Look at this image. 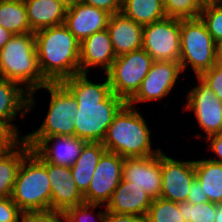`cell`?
I'll list each match as a JSON object with an SVG mask.
<instances>
[{"label":"cell","instance_id":"1","mask_svg":"<svg viewBox=\"0 0 222 222\" xmlns=\"http://www.w3.org/2000/svg\"><path fill=\"white\" fill-rule=\"evenodd\" d=\"M88 73H77L61 83L78 102L76 112L75 136L86 142H102L114 116L126 104L116 96L107 75L98 82L92 81Z\"/></svg>","mask_w":222,"mask_h":222},{"label":"cell","instance_id":"2","mask_svg":"<svg viewBox=\"0 0 222 222\" xmlns=\"http://www.w3.org/2000/svg\"><path fill=\"white\" fill-rule=\"evenodd\" d=\"M38 67L48 83L80 73V43L64 24L34 32Z\"/></svg>","mask_w":222,"mask_h":222},{"label":"cell","instance_id":"3","mask_svg":"<svg viewBox=\"0 0 222 222\" xmlns=\"http://www.w3.org/2000/svg\"><path fill=\"white\" fill-rule=\"evenodd\" d=\"M139 110L126 103L114 116L102 141L106 151L124 158L146 157L162 151L159 147L152 149V131Z\"/></svg>","mask_w":222,"mask_h":222},{"label":"cell","instance_id":"4","mask_svg":"<svg viewBox=\"0 0 222 222\" xmlns=\"http://www.w3.org/2000/svg\"><path fill=\"white\" fill-rule=\"evenodd\" d=\"M46 90L49 93V107L43 122L35 131L24 136V140L32 149L41 139L51 136H75L74 118L78 110V102L62 83H47L40 89L29 93V112L35 108L36 92Z\"/></svg>","mask_w":222,"mask_h":222},{"label":"cell","instance_id":"5","mask_svg":"<svg viewBox=\"0 0 222 222\" xmlns=\"http://www.w3.org/2000/svg\"><path fill=\"white\" fill-rule=\"evenodd\" d=\"M0 78L17 82L29 93L48 83L38 67L34 32L13 35L0 50Z\"/></svg>","mask_w":222,"mask_h":222},{"label":"cell","instance_id":"6","mask_svg":"<svg viewBox=\"0 0 222 222\" xmlns=\"http://www.w3.org/2000/svg\"><path fill=\"white\" fill-rule=\"evenodd\" d=\"M49 181L47 162L31 149L19 167L11 198L22 212L50 210Z\"/></svg>","mask_w":222,"mask_h":222},{"label":"cell","instance_id":"7","mask_svg":"<svg viewBox=\"0 0 222 222\" xmlns=\"http://www.w3.org/2000/svg\"><path fill=\"white\" fill-rule=\"evenodd\" d=\"M217 62L216 42L201 19H180L179 63L183 74L190 68L194 77H199Z\"/></svg>","mask_w":222,"mask_h":222},{"label":"cell","instance_id":"8","mask_svg":"<svg viewBox=\"0 0 222 222\" xmlns=\"http://www.w3.org/2000/svg\"><path fill=\"white\" fill-rule=\"evenodd\" d=\"M153 63L143 48L116 57L106 73L112 92L127 103L139 90Z\"/></svg>","mask_w":222,"mask_h":222},{"label":"cell","instance_id":"9","mask_svg":"<svg viewBox=\"0 0 222 222\" xmlns=\"http://www.w3.org/2000/svg\"><path fill=\"white\" fill-rule=\"evenodd\" d=\"M196 81L198 83L185 94L183 110L193 111L200 130L204 131V136L199 132L195 137L206 139L222 132V102L198 77Z\"/></svg>","mask_w":222,"mask_h":222},{"label":"cell","instance_id":"10","mask_svg":"<svg viewBox=\"0 0 222 222\" xmlns=\"http://www.w3.org/2000/svg\"><path fill=\"white\" fill-rule=\"evenodd\" d=\"M142 48L154 61L180 58V19L166 17L143 26Z\"/></svg>","mask_w":222,"mask_h":222},{"label":"cell","instance_id":"11","mask_svg":"<svg viewBox=\"0 0 222 222\" xmlns=\"http://www.w3.org/2000/svg\"><path fill=\"white\" fill-rule=\"evenodd\" d=\"M181 75L183 71L179 62L154 61L139 90L127 104L138 108L137 104L166 99L177 83L181 82Z\"/></svg>","mask_w":222,"mask_h":222},{"label":"cell","instance_id":"12","mask_svg":"<svg viewBox=\"0 0 222 222\" xmlns=\"http://www.w3.org/2000/svg\"><path fill=\"white\" fill-rule=\"evenodd\" d=\"M124 157L105 151L93 172L87 191L83 194L84 203L106 206L112 193L122 181Z\"/></svg>","mask_w":222,"mask_h":222},{"label":"cell","instance_id":"13","mask_svg":"<svg viewBox=\"0 0 222 222\" xmlns=\"http://www.w3.org/2000/svg\"><path fill=\"white\" fill-rule=\"evenodd\" d=\"M161 178V198L176 203L186 202L189 188L196 179L194 160H178L162 150Z\"/></svg>","mask_w":222,"mask_h":222},{"label":"cell","instance_id":"14","mask_svg":"<svg viewBox=\"0 0 222 222\" xmlns=\"http://www.w3.org/2000/svg\"><path fill=\"white\" fill-rule=\"evenodd\" d=\"M122 179L142 187L153 199L161 195V152L146 157H126Z\"/></svg>","mask_w":222,"mask_h":222},{"label":"cell","instance_id":"15","mask_svg":"<svg viewBox=\"0 0 222 222\" xmlns=\"http://www.w3.org/2000/svg\"><path fill=\"white\" fill-rule=\"evenodd\" d=\"M29 113V92L17 82L0 78V123L3 124L17 139H24L13 122L17 116L26 120ZM20 133V134H19Z\"/></svg>","mask_w":222,"mask_h":222},{"label":"cell","instance_id":"16","mask_svg":"<svg viewBox=\"0 0 222 222\" xmlns=\"http://www.w3.org/2000/svg\"><path fill=\"white\" fill-rule=\"evenodd\" d=\"M47 173L51 187L50 209L65 212L68 208L84 203L70 167L47 162Z\"/></svg>","mask_w":222,"mask_h":222},{"label":"cell","instance_id":"17","mask_svg":"<svg viewBox=\"0 0 222 222\" xmlns=\"http://www.w3.org/2000/svg\"><path fill=\"white\" fill-rule=\"evenodd\" d=\"M116 54L106 29L95 32L80 43V73L101 68L106 74L112 67Z\"/></svg>","mask_w":222,"mask_h":222},{"label":"cell","instance_id":"18","mask_svg":"<svg viewBox=\"0 0 222 222\" xmlns=\"http://www.w3.org/2000/svg\"><path fill=\"white\" fill-rule=\"evenodd\" d=\"M110 14L83 2L67 8L64 25L82 42L95 32L107 28Z\"/></svg>","mask_w":222,"mask_h":222},{"label":"cell","instance_id":"19","mask_svg":"<svg viewBox=\"0 0 222 222\" xmlns=\"http://www.w3.org/2000/svg\"><path fill=\"white\" fill-rule=\"evenodd\" d=\"M86 143L76 136H51L41 139L32 149L45 162L71 167Z\"/></svg>","mask_w":222,"mask_h":222},{"label":"cell","instance_id":"20","mask_svg":"<svg viewBox=\"0 0 222 222\" xmlns=\"http://www.w3.org/2000/svg\"><path fill=\"white\" fill-rule=\"evenodd\" d=\"M152 200L142 187L122 179L105 207L106 211L117 214L146 216Z\"/></svg>","mask_w":222,"mask_h":222},{"label":"cell","instance_id":"21","mask_svg":"<svg viewBox=\"0 0 222 222\" xmlns=\"http://www.w3.org/2000/svg\"><path fill=\"white\" fill-rule=\"evenodd\" d=\"M107 30L116 57L142 48L143 25L136 23L122 12L110 15Z\"/></svg>","mask_w":222,"mask_h":222},{"label":"cell","instance_id":"22","mask_svg":"<svg viewBox=\"0 0 222 222\" xmlns=\"http://www.w3.org/2000/svg\"><path fill=\"white\" fill-rule=\"evenodd\" d=\"M33 32L64 24L67 8L58 0H24Z\"/></svg>","mask_w":222,"mask_h":222},{"label":"cell","instance_id":"23","mask_svg":"<svg viewBox=\"0 0 222 222\" xmlns=\"http://www.w3.org/2000/svg\"><path fill=\"white\" fill-rule=\"evenodd\" d=\"M31 151L24 139H18L0 152V198L11 197L23 158Z\"/></svg>","mask_w":222,"mask_h":222},{"label":"cell","instance_id":"24","mask_svg":"<svg viewBox=\"0 0 222 222\" xmlns=\"http://www.w3.org/2000/svg\"><path fill=\"white\" fill-rule=\"evenodd\" d=\"M105 151L106 148L102 142H87L83 146L80 156L70 167L72 178L82 194L89 188L93 172Z\"/></svg>","mask_w":222,"mask_h":222},{"label":"cell","instance_id":"25","mask_svg":"<svg viewBox=\"0 0 222 222\" xmlns=\"http://www.w3.org/2000/svg\"><path fill=\"white\" fill-rule=\"evenodd\" d=\"M196 180L209 202L222 204V163L208 158L194 160Z\"/></svg>","mask_w":222,"mask_h":222},{"label":"cell","instance_id":"26","mask_svg":"<svg viewBox=\"0 0 222 222\" xmlns=\"http://www.w3.org/2000/svg\"><path fill=\"white\" fill-rule=\"evenodd\" d=\"M121 12L143 26L166 18L163 0H122Z\"/></svg>","mask_w":222,"mask_h":222},{"label":"cell","instance_id":"27","mask_svg":"<svg viewBox=\"0 0 222 222\" xmlns=\"http://www.w3.org/2000/svg\"><path fill=\"white\" fill-rule=\"evenodd\" d=\"M0 26L14 35L33 32L24 0H0Z\"/></svg>","mask_w":222,"mask_h":222},{"label":"cell","instance_id":"28","mask_svg":"<svg viewBox=\"0 0 222 222\" xmlns=\"http://www.w3.org/2000/svg\"><path fill=\"white\" fill-rule=\"evenodd\" d=\"M146 218L147 222H184L179 203L161 197L152 200Z\"/></svg>","mask_w":222,"mask_h":222},{"label":"cell","instance_id":"29","mask_svg":"<svg viewBox=\"0 0 222 222\" xmlns=\"http://www.w3.org/2000/svg\"><path fill=\"white\" fill-rule=\"evenodd\" d=\"M166 17L178 19L199 18L203 4L200 0H163Z\"/></svg>","mask_w":222,"mask_h":222},{"label":"cell","instance_id":"30","mask_svg":"<svg viewBox=\"0 0 222 222\" xmlns=\"http://www.w3.org/2000/svg\"><path fill=\"white\" fill-rule=\"evenodd\" d=\"M179 211L184 222H215V203H179Z\"/></svg>","mask_w":222,"mask_h":222},{"label":"cell","instance_id":"31","mask_svg":"<svg viewBox=\"0 0 222 222\" xmlns=\"http://www.w3.org/2000/svg\"><path fill=\"white\" fill-rule=\"evenodd\" d=\"M100 206H103V209L97 213L96 210ZM106 212L104 205L82 203L75 207L68 208L64 213L66 222H105Z\"/></svg>","mask_w":222,"mask_h":222},{"label":"cell","instance_id":"32","mask_svg":"<svg viewBox=\"0 0 222 222\" xmlns=\"http://www.w3.org/2000/svg\"><path fill=\"white\" fill-rule=\"evenodd\" d=\"M199 18L217 43L222 39V5L219 2L203 4Z\"/></svg>","mask_w":222,"mask_h":222},{"label":"cell","instance_id":"33","mask_svg":"<svg viewBox=\"0 0 222 222\" xmlns=\"http://www.w3.org/2000/svg\"><path fill=\"white\" fill-rule=\"evenodd\" d=\"M18 222H66L65 213L58 210L23 211Z\"/></svg>","mask_w":222,"mask_h":222},{"label":"cell","instance_id":"34","mask_svg":"<svg viewBox=\"0 0 222 222\" xmlns=\"http://www.w3.org/2000/svg\"><path fill=\"white\" fill-rule=\"evenodd\" d=\"M198 78L222 102V62L218 61L210 70L203 72Z\"/></svg>","mask_w":222,"mask_h":222},{"label":"cell","instance_id":"35","mask_svg":"<svg viewBox=\"0 0 222 222\" xmlns=\"http://www.w3.org/2000/svg\"><path fill=\"white\" fill-rule=\"evenodd\" d=\"M21 212L11 197L0 198V222H18Z\"/></svg>","mask_w":222,"mask_h":222},{"label":"cell","instance_id":"36","mask_svg":"<svg viewBox=\"0 0 222 222\" xmlns=\"http://www.w3.org/2000/svg\"><path fill=\"white\" fill-rule=\"evenodd\" d=\"M81 2L102 9L110 15L121 12L122 0H82Z\"/></svg>","mask_w":222,"mask_h":222},{"label":"cell","instance_id":"37","mask_svg":"<svg viewBox=\"0 0 222 222\" xmlns=\"http://www.w3.org/2000/svg\"><path fill=\"white\" fill-rule=\"evenodd\" d=\"M204 140L209 142L208 144L206 143V145H209L208 148L211 149L209 151H212V154L215 155V157L207 158L212 161L222 163V132L213 136H209Z\"/></svg>","mask_w":222,"mask_h":222},{"label":"cell","instance_id":"38","mask_svg":"<svg viewBox=\"0 0 222 222\" xmlns=\"http://www.w3.org/2000/svg\"><path fill=\"white\" fill-rule=\"evenodd\" d=\"M189 189L186 202L191 204L209 202L207 194L202 190V187L196 179L193 181Z\"/></svg>","mask_w":222,"mask_h":222},{"label":"cell","instance_id":"39","mask_svg":"<svg viewBox=\"0 0 222 222\" xmlns=\"http://www.w3.org/2000/svg\"><path fill=\"white\" fill-rule=\"evenodd\" d=\"M105 222H147L146 216L106 212Z\"/></svg>","mask_w":222,"mask_h":222},{"label":"cell","instance_id":"40","mask_svg":"<svg viewBox=\"0 0 222 222\" xmlns=\"http://www.w3.org/2000/svg\"><path fill=\"white\" fill-rule=\"evenodd\" d=\"M18 139L0 123V152L8 149Z\"/></svg>","mask_w":222,"mask_h":222},{"label":"cell","instance_id":"41","mask_svg":"<svg viewBox=\"0 0 222 222\" xmlns=\"http://www.w3.org/2000/svg\"><path fill=\"white\" fill-rule=\"evenodd\" d=\"M10 31L0 26V50L4 47V45L9 41V39L13 36Z\"/></svg>","mask_w":222,"mask_h":222},{"label":"cell","instance_id":"42","mask_svg":"<svg viewBox=\"0 0 222 222\" xmlns=\"http://www.w3.org/2000/svg\"><path fill=\"white\" fill-rule=\"evenodd\" d=\"M215 222H222V204H215Z\"/></svg>","mask_w":222,"mask_h":222},{"label":"cell","instance_id":"43","mask_svg":"<svg viewBox=\"0 0 222 222\" xmlns=\"http://www.w3.org/2000/svg\"><path fill=\"white\" fill-rule=\"evenodd\" d=\"M61 2L66 8H70L75 6L76 4L81 3L82 0H58Z\"/></svg>","mask_w":222,"mask_h":222},{"label":"cell","instance_id":"44","mask_svg":"<svg viewBox=\"0 0 222 222\" xmlns=\"http://www.w3.org/2000/svg\"><path fill=\"white\" fill-rule=\"evenodd\" d=\"M216 47L218 61L222 62V39L216 43Z\"/></svg>","mask_w":222,"mask_h":222},{"label":"cell","instance_id":"45","mask_svg":"<svg viewBox=\"0 0 222 222\" xmlns=\"http://www.w3.org/2000/svg\"><path fill=\"white\" fill-rule=\"evenodd\" d=\"M202 4L212 3V2H218L219 0H200Z\"/></svg>","mask_w":222,"mask_h":222}]
</instances>
